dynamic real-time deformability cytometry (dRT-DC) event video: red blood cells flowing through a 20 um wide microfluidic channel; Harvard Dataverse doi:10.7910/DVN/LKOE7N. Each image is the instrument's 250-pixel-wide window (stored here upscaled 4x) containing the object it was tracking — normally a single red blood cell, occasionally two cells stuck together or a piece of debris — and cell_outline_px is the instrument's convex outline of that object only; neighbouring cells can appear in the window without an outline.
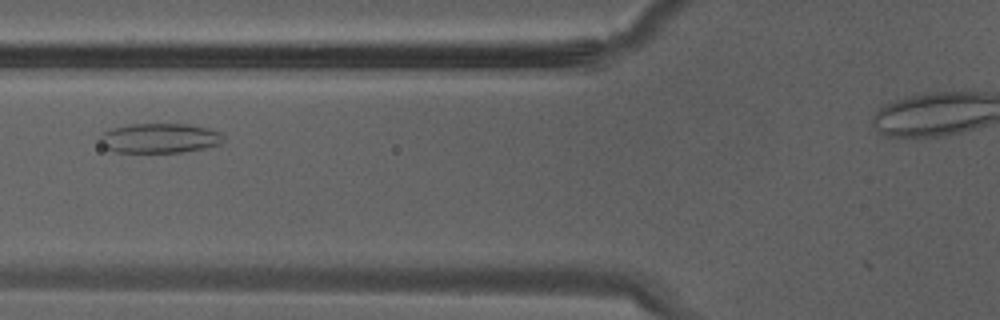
{"species": "Egyptian fruit bat (a non-hibernating species)", "species_latin": "Rousettus aegyptiacus", "temperature_condition": "warm", "stored_images_in_passage": 22, "camera_frame_rate_fps": 3000, "um_per_image_px": 0.085, "animal": {"sex": "male"}, "frame": {"image": 1, "passage_image": 4, "time_ms": 1.0, "image_size_px": [1000, 320], "cell_outline_px": [[224, 140], [220, 144], [180, 152], [116, 152], [104, 148], [100, 140], [100, 136], [104, 132], [112, 128], [128, 124], [188, 124], [208, 128], [220, 132], [224, 136]], "centroid_in_image_um": [13.55, 11.73], "position_along_channel_um": 112.3, "area_um2": 21.27}}
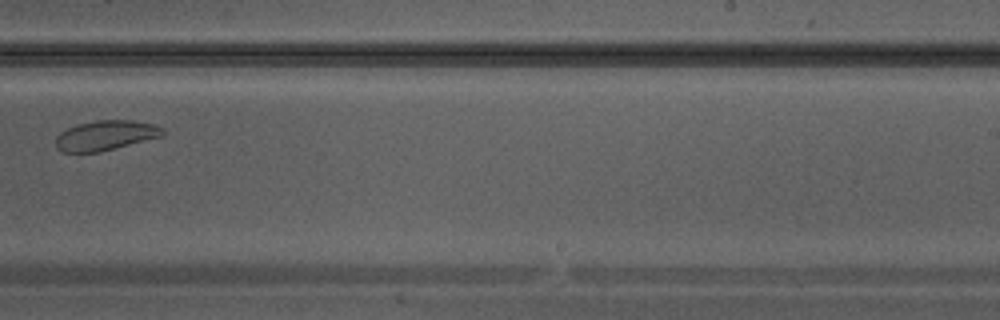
{"frame": {"image": 2, "passage_image": 13, "time_ms": 4.0, "image_size_px": [1000, 320], "cell_outline_px": [[164, 136], [100, 152], [60, 152], [56, 148], [56, 136], [60, 132], [68, 128], [80, 124], [96, 120], [132, 120], [152, 124], [164, 128]], "centroid_in_image_um": [8.98, 11.52], "position_along_channel_um": 280.0, "area_um2": 18.67}}
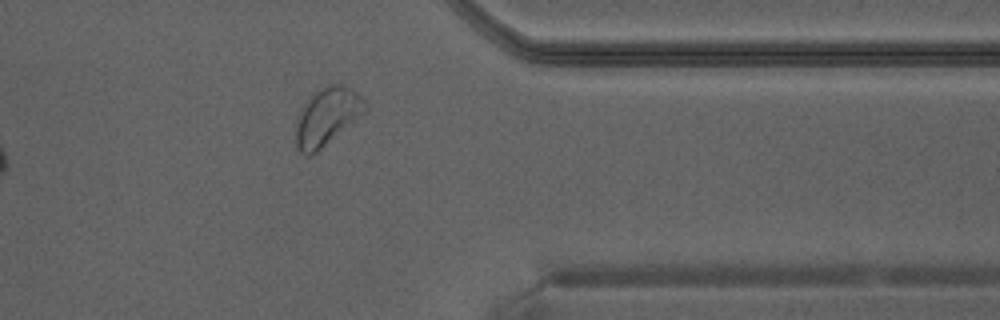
{"frame": {"image": 3, "passage_image": 19, "time_ms": 6.0, "image_size_px": [1000, 320], "cell_outline_px": [[368, 108], [360, 116], [312, 156], [304, 156], [296, 148], [296, 124], [300, 108], [308, 96], [316, 88], [328, 84], [344, 84], [352, 88], [368, 104]], "centroid_in_image_um": [27.76, 9.88], "position_along_channel_um": 383.6, "area_um2": 23.64}}